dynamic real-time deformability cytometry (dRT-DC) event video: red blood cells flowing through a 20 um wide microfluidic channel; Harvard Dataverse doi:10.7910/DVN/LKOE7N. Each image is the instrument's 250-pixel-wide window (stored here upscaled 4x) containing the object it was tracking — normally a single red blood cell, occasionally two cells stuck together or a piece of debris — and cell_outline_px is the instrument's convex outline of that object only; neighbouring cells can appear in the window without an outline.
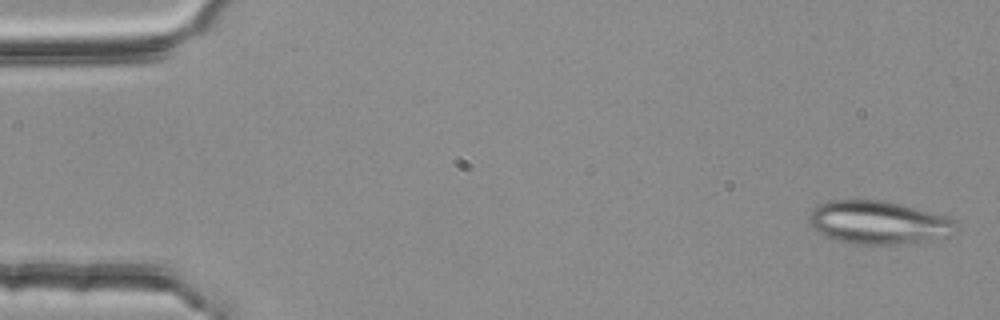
{"species": "common noctule bat (a hibernating species)", "species_latin": "Nyctalus noctula", "temperature_condition": "room temperature", "stored_images_in_passage": 54, "camera_frame_rate_fps": 3000, "um_per_image_px": 0.085, "animal": {"sex": "female", "body_mass_g": 25.1}, "frame": {"image": 1, "passage_image": 2, "time_ms": 0.333, "image_size_px": [1000, 320], "cell_outline_px": [[956, 224], [948, 236], [920, 240], [888, 244], [852, 244], [836, 240], [824, 236], [816, 232], [812, 228], [808, 220], [808, 216], [820, 204], [828, 200], [884, 200], [900, 204], [944, 216], [952, 220]], "centroid_in_image_um": [74.54, 18.9], "position_along_channel_um": 10.5, "area_um2": 36.18}}
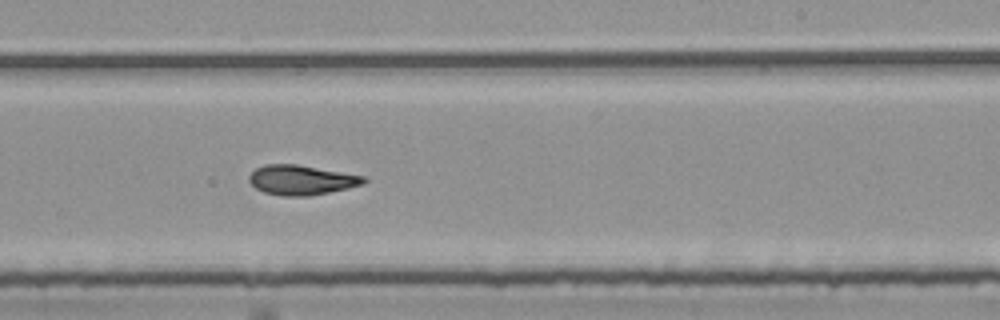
{"frame": {"image": 2, "passage_image": 33, "time_ms": 10.667, "image_size_px": [1000, 320], "cell_outline_px": [[368, 180], [364, 184], [348, 188], [308, 196], [280, 196], [264, 192], [256, 188], [248, 180], [248, 176], [256, 168], [264, 164], [296, 164], [368, 176]], "centroid_in_image_um": [25.65, 15.29], "position_along_channel_um": 263.4, "area_um2": 20.06}}
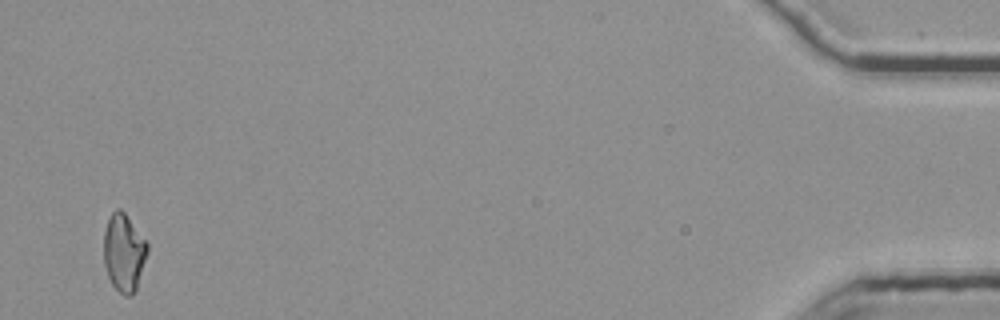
{"frame": {"image": 3, "passage_image": 53, "time_ms": 17.333, "image_size_px": [1000, 320], "cell_outline_px": [[148, 252], [136, 288], [132, 296], [124, 296], [112, 284], [108, 276], [104, 264], [104, 232], [108, 220], [112, 212], [116, 208], [120, 208], [124, 212], [148, 244]], "centroid_in_image_um": [10.52, 21.47], "position_along_channel_um": 424.7, "area_um2": 19.54}, "authors_computed_cell_mechanics": {"area_um2": 19.941, "velocity_mm_per_s": 3.7673, "shape_relaxation_time_tau1_ms": null, "shape_relaxation_time_tau2_ms": 3.3849, "deformation_change_tau1": null, "deformation_change_tau2": 0.1002}}